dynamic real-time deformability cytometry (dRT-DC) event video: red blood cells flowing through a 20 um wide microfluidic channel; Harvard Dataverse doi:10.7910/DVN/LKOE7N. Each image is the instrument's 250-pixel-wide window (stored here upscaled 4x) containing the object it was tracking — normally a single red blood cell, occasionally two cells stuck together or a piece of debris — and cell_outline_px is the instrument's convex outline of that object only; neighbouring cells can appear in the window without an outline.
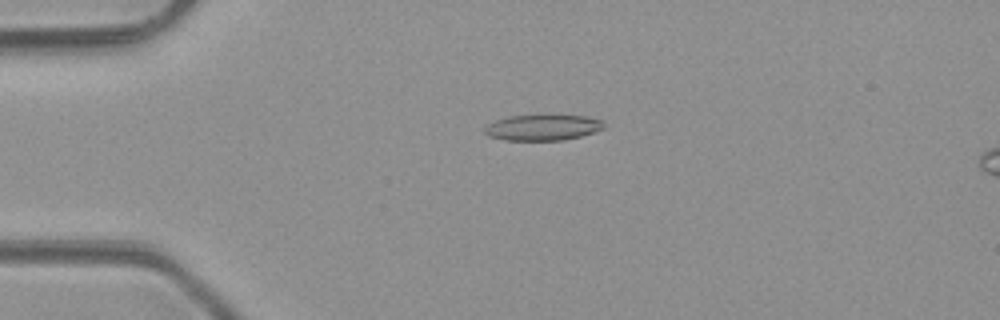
{"species": "common noctule bat (a hibernating species)", "species_latin": "Nyctalus noctula", "temperature_condition": "room temperature", "stored_images_in_passage": 4, "camera_frame_rate_fps": 3000, "um_per_image_px": 0.085, "animal": {"sex": "male", "body_mass_g": 23.1, "forearm_length_mm": 52.7}, "frame": {"image": 1, "passage_image": 2, "time_ms": 1.0, "image_size_px": [1000, 320], "cell_outline_px": [[604, 128], [580, 136], [564, 140], [504, 140], [488, 136], [484, 132], [484, 128], [488, 124], [496, 120], [508, 116], [588, 116], [604, 120]], "centroid_in_image_um": [46.12, 10.84], "position_along_channel_um": 38.9, "area_um2": 17.74}}
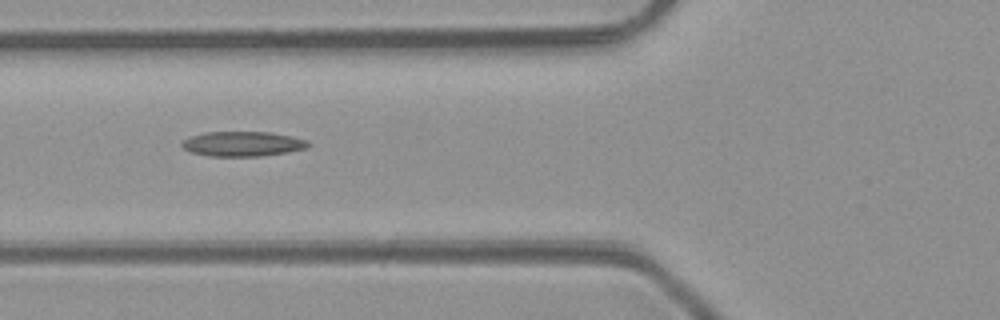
{"frame": {"image": 2, "passage_image": 4, "time_ms": 3.333, "image_size_px": [1000, 320], "cell_outline_px": [[312, 144], [308, 148], [288, 152], [260, 156], [208, 156], [192, 152], [184, 148], [180, 144], [184, 140], [192, 136], [204, 132], [272, 132], [292, 136], [308, 140]], "centroid_in_image_um": [20.69, 12.22], "position_along_channel_um": 105.1, "area_um2": 18.38}}